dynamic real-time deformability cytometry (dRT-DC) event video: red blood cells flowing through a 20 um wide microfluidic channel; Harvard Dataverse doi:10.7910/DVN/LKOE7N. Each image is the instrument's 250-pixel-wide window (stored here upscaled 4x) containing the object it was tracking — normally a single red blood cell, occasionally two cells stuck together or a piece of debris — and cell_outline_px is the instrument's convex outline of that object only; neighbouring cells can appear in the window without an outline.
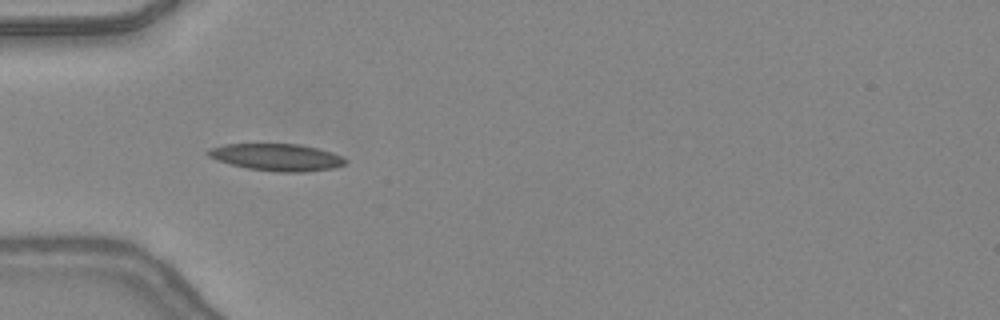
{"species": "common noctule bat (a hibernating species)", "species_latin": "Nyctalus noctula", "temperature_condition": "warm", "stored_images_in_passage": 8, "camera_frame_rate_fps": 3000, "um_per_image_px": 0.085, "animal": {"sex": "female", "body_mass_g": 24.6, "forearm_length_mm": 56.2}, "frame": {"image": 1, "passage_image": 3, "time_ms": 0.667, "image_size_px": [1000, 320], "cell_outline_px": [[348, 160], [344, 164], [332, 168], [304, 172], [276, 172], [248, 168], [216, 160], [208, 156], [204, 152], [208, 148], [224, 144], [300, 144], [332, 152]], "centroid_in_image_um": [23.48, 13.36], "position_along_channel_um": 61.5, "area_um2": 21.62}}